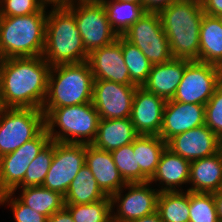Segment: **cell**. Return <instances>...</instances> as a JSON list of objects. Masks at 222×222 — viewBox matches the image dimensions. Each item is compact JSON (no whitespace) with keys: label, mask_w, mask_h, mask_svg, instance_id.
Here are the masks:
<instances>
[{"label":"cell","mask_w":222,"mask_h":222,"mask_svg":"<svg viewBox=\"0 0 222 222\" xmlns=\"http://www.w3.org/2000/svg\"><path fill=\"white\" fill-rule=\"evenodd\" d=\"M50 68L43 56L3 59L0 63L1 107L41 110Z\"/></svg>","instance_id":"1"},{"label":"cell","mask_w":222,"mask_h":222,"mask_svg":"<svg viewBox=\"0 0 222 222\" xmlns=\"http://www.w3.org/2000/svg\"><path fill=\"white\" fill-rule=\"evenodd\" d=\"M158 13L172 58L199 61L200 24L204 16L200 0H178Z\"/></svg>","instance_id":"2"},{"label":"cell","mask_w":222,"mask_h":222,"mask_svg":"<svg viewBox=\"0 0 222 222\" xmlns=\"http://www.w3.org/2000/svg\"><path fill=\"white\" fill-rule=\"evenodd\" d=\"M43 58L52 67L61 64L86 62L85 50L74 14L66 6L47 10Z\"/></svg>","instance_id":"3"},{"label":"cell","mask_w":222,"mask_h":222,"mask_svg":"<svg viewBox=\"0 0 222 222\" xmlns=\"http://www.w3.org/2000/svg\"><path fill=\"white\" fill-rule=\"evenodd\" d=\"M93 82L87 61L52 66L42 112L46 116L53 108L92 102Z\"/></svg>","instance_id":"4"},{"label":"cell","mask_w":222,"mask_h":222,"mask_svg":"<svg viewBox=\"0 0 222 222\" xmlns=\"http://www.w3.org/2000/svg\"><path fill=\"white\" fill-rule=\"evenodd\" d=\"M48 12L0 16V52L3 59L42 56Z\"/></svg>","instance_id":"5"},{"label":"cell","mask_w":222,"mask_h":222,"mask_svg":"<svg viewBox=\"0 0 222 222\" xmlns=\"http://www.w3.org/2000/svg\"><path fill=\"white\" fill-rule=\"evenodd\" d=\"M99 121L96 108L88 102L53 108L45 116V128L51 141L90 145L96 138Z\"/></svg>","instance_id":"6"},{"label":"cell","mask_w":222,"mask_h":222,"mask_svg":"<svg viewBox=\"0 0 222 222\" xmlns=\"http://www.w3.org/2000/svg\"><path fill=\"white\" fill-rule=\"evenodd\" d=\"M45 128V115L37 108H1L0 157L12 153Z\"/></svg>","instance_id":"7"},{"label":"cell","mask_w":222,"mask_h":222,"mask_svg":"<svg viewBox=\"0 0 222 222\" xmlns=\"http://www.w3.org/2000/svg\"><path fill=\"white\" fill-rule=\"evenodd\" d=\"M75 16L85 50L113 43L118 34L112 29L101 1H75L65 5Z\"/></svg>","instance_id":"8"},{"label":"cell","mask_w":222,"mask_h":222,"mask_svg":"<svg viewBox=\"0 0 222 222\" xmlns=\"http://www.w3.org/2000/svg\"><path fill=\"white\" fill-rule=\"evenodd\" d=\"M122 36L136 45L152 65L172 59L169 41L158 12L146 11Z\"/></svg>","instance_id":"9"},{"label":"cell","mask_w":222,"mask_h":222,"mask_svg":"<svg viewBox=\"0 0 222 222\" xmlns=\"http://www.w3.org/2000/svg\"><path fill=\"white\" fill-rule=\"evenodd\" d=\"M222 81V68L191 61L185 68L182 80L171 100L205 105Z\"/></svg>","instance_id":"10"},{"label":"cell","mask_w":222,"mask_h":222,"mask_svg":"<svg viewBox=\"0 0 222 222\" xmlns=\"http://www.w3.org/2000/svg\"><path fill=\"white\" fill-rule=\"evenodd\" d=\"M151 182L127 183L121 190L115 192L111 198L112 222H132L143 216L157 211V201L160 191L151 186ZM153 188V189H152ZM128 192L124 195L123 191ZM118 203V204H117ZM117 205V213L114 208ZM114 211V213H113Z\"/></svg>","instance_id":"11"},{"label":"cell","mask_w":222,"mask_h":222,"mask_svg":"<svg viewBox=\"0 0 222 222\" xmlns=\"http://www.w3.org/2000/svg\"><path fill=\"white\" fill-rule=\"evenodd\" d=\"M86 144L54 141V156L42 187L65 196L70 183L85 165Z\"/></svg>","instance_id":"12"},{"label":"cell","mask_w":222,"mask_h":222,"mask_svg":"<svg viewBox=\"0 0 222 222\" xmlns=\"http://www.w3.org/2000/svg\"><path fill=\"white\" fill-rule=\"evenodd\" d=\"M50 141L44 128L35 138L0 157V195L13 192L22 183L30 163Z\"/></svg>","instance_id":"13"},{"label":"cell","mask_w":222,"mask_h":222,"mask_svg":"<svg viewBox=\"0 0 222 222\" xmlns=\"http://www.w3.org/2000/svg\"><path fill=\"white\" fill-rule=\"evenodd\" d=\"M136 85L94 80L92 104L100 119L130 118Z\"/></svg>","instance_id":"14"},{"label":"cell","mask_w":222,"mask_h":222,"mask_svg":"<svg viewBox=\"0 0 222 222\" xmlns=\"http://www.w3.org/2000/svg\"><path fill=\"white\" fill-rule=\"evenodd\" d=\"M87 62L94 80H108L125 85H135L130 79L123 58L121 35H118L113 43L91 51Z\"/></svg>","instance_id":"15"},{"label":"cell","mask_w":222,"mask_h":222,"mask_svg":"<svg viewBox=\"0 0 222 222\" xmlns=\"http://www.w3.org/2000/svg\"><path fill=\"white\" fill-rule=\"evenodd\" d=\"M166 144L172 152L190 162L212 156L222 149V140L205 124L175 135Z\"/></svg>","instance_id":"16"},{"label":"cell","mask_w":222,"mask_h":222,"mask_svg":"<svg viewBox=\"0 0 222 222\" xmlns=\"http://www.w3.org/2000/svg\"><path fill=\"white\" fill-rule=\"evenodd\" d=\"M166 102L144 87L137 86L130 120L139 135H160Z\"/></svg>","instance_id":"17"},{"label":"cell","mask_w":222,"mask_h":222,"mask_svg":"<svg viewBox=\"0 0 222 222\" xmlns=\"http://www.w3.org/2000/svg\"><path fill=\"white\" fill-rule=\"evenodd\" d=\"M204 124L205 105L168 100L164 108L159 136L167 142L177 134Z\"/></svg>","instance_id":"18"},{"label":"cell","mask_w":222,"mask_h":222,"mask_svg":"<svg viewBox=\"0 0 222 222\" xmlns=\"http://www.w3.org/2000/svg\"><path fill=\"white\" fill-rule=\"evenodd\" d=\"M85 165L91 170L99 188L111 197L121 190L127 182L121 176L109 151L86 145Z\"/></svg>","instance_id":"19"},{"label":"cell","mask_w":222,"mask_h":222,"mask_svg":"<svg viewBox=\"0 0 222 222\" xmlns=\"http://www.w3.org/2000/svg\"><path fill=\"white\" fill-rule=\"evenodd\" d=\"M190 62L188 59L172 58L166 63L152 65L142 87L166 101L171 100Z\"/></svg>","instance_id":"20"},{"label":"cell","mask_w":222,"mask_h":222,"mask_svg":"<svg viewBox=\"0 0 222 222\" xmlns=\"http://www.w3.org/2000/svg\"><path fill=\"white\" fill-rule=\"evenodd\" d=\"M187 189L195 193H214L222 188V149L209 157L190 162Z\"/></svg>","instance_id":"21"},{"label":"cell","mask_w":222,"mask_h":222,"mask_svg":"<svg viewBox=\"0 0 222 222\" xmlns=\"http://www.w3.org/2000/svg\"><path fill=\"white\" fill-rule=\"evenodd\" d=\"M190 161L165 148L158 163L155 174L149 180L158 182V191H183L182 184H188ZM178 186V187H177ZM180 187V189H179Z\"/></svg>","instance_id":"22"},{"label":"cell","mask_w":222,"mask_h":222,"mask_svg":"<svg viewBox=\"0 0 222 222\" xmlns=\"http://www.w3.org/2000/svg\"><path fill=\"white\" fill-rule=\"evenodd\" d=\"M138 136L130 118L100 119L92 145L97 149L111 152L133 143Z\"/></svg>","instance_id":"23"},{"label":"cell","mask_w":222,"mask_h":222,"mask_svg":"<svg viewBox=\"0 0 222 222\" xmlns=\"http://www.w3.org/2000/svg\"><path fill=\"white\" fill-rule=\"evenodd\" d=\"M199 62L222 68V25L217 16L204 13L200 24Z\"/></svg>","instance_id":"24"},{"label":"cell","mask_w":222,"mask_h":222,"mask_svg":"<svg viewBox=\"0 0 222 222\" xmlns=\"http://www.w3.org/2000/svg\"><path fill=\"white\" fill-rule=\"evenodd\" d=\"M106 195L99 188L91 170L84 165L70 183L64 196L65 205L89 204L102 200Z\"/></svg>","instance_id":"25"},{"label":"cell","mask_w":222,"mask_h":222,"mask_svg":"<svg viewBox=\"0 0 222 222\" xmlns=\"http://www.w3.org/2000/svg\"><path fill=\"white\" fill-rule=\"evenodd\" d=\"M167 144L157 135H139L133 141L140 171L150 180L155 174L161 155Z\"/></svg>","instance_id":"26"},{"label":"cell","mask_w":222,"mask_h":222,"mask_svg":"<svg viewBox=\"0 0 222 222\" xmlns=\"http://www.w3.org/2000/svg\"><path fill=\"white\" fill-rule=\"evenodd\" d=\"M20 189L22 193L17 198L32 210L48 218L65 207L64 196L58 192L42 186H28Z\"/></svg>","instance_id":"27"},{"label":"cell","mask_w":222,"mask_h":222,"mask_svg":"<svg viewBox=\"0 0 222 222\" xmlns=\"http://www.w3.org/2000/svg\"><path fill=\"white\" fill-rule=\"evenodd\" d=\"M112 29L123 35L146 12L144 5L116 0H100Z\"/></svg>","instance_id":"28"},{"label":"cell","mask_w":222,"mask_h":222,"mask_svg":"<svg viewBox=\"0 0 222 222\" xmlns=\"http://www.w3.org/2000/svg\"><path fill=\"white\" fill-rule=\"evenodd\" d=\"M189 191L160 192L157 212L162 222H189Z\"/></svg>","instance_id":"29"},{"label":"cell","mask_w":222,"mask_h":222,"mask_svg":"<svg viewBox=\"0 0 222 222\" xmlns=\"http://www.w3.org/2000/svg\"><path fill=\"white\" fill-rule=\"evenodd\" d=\"M121 49L130 79L136 86H142L148 78L152 64L141 50L121 35Z\"/></svg>","instance_id":"30"},{"label":"cell","mask_w":222,"mask_h":222,"mask_svg":"<svg viewBox=\"0 0 222 222\" xmlns=\"http://www.w3.org/2000/svg\"><path fill=\"white\" fill-rule=\"evenodd\" d=\"M65 208L74 222H112V204L109 196L89 204L65 205Z\"/></svg>","instance_id":"31"},{"label":"cell","mask_w":222,"mask_h":222,"mask_svg":"<svg viewBox=\"0 0 222 222\" xmlns=\"http://www.w3.org/2000/svg\"><path fill=\"white\" fill-rule=\"evenodd\" d=\"M121 176L127 183L148 182L149 179L140 171L133 143L124 145L110 152Z\"/></svg>","instance_id":"32"},{"label":"cell","mask_w":222,"mask_h":222,"mask_svg":"<svg viewBox=\"0 0 222 222\" xmlns=\"http://www.w3.org/2000/svg\"><path fill=\"white\" fill-rule=\"evenodd\" d=\"M53 156L54 141H50L30 163L22 183L13 191V193L17 191L18 188L42 186L49 171Z\"/></svg>","instance_id":"33"},{"label":"cell","mask_w":222,"mask_h":222,"mask_svg":"<svg viewBox=\"0 0 222 222\" xmlns=\"http://www.w3.org/2000/svg\"><path fill=\"white\" fill-rule=\"evenodd\" d=\"M189 222H220L213 193L189 191Z\"/></svg>","instance_id":"34"},{"label":"cell","mask_w":222,"mask_h":222,"mask_svg":"<svg viewBox=\"0 0 222 222\" xmlns=\"http://www.w3.org/2000/svg\"><path fill=\"white\" fill-rule=\"evenodd\" d=\"M205 125L222 140V81L205 104Z\"/></svg>","instance_id":"35"},{"label":"cell","mask_w":222,"mask_h":222,"mask_svg":"<svg viewBox=\"0 0 222 222\" xmlns=\"http://www.w3.org/2000/svg\"><path fill=\"white\" fill-rule=\"evenodd\" d=\"M12 195L14 197L16 196L13 192L1 194L0 205H6L7 203L9 207H11L16 222H48L47 216L32 210Z\"/></svg>","instance_id":"36"},{"label":"cell","mask_w":222,"mask_h":222,"mask_svg":"<svg viewBox=\"0 0 222 222\" xmlns=\"http://www.w3.org/2000/svg\"><path fill=\"white\" fill-rule=\"evenodd\" d=\"M41 0H0V16H23L47 12Z\"/></svg>","instance_id":"37"},{"label":"cell","mask_w":222,"mask_h":222,"mask_svg":"<svg viewBox=\"0 0 222 222\" xmlns=\"http://www.w3.org/2000/svg\"><path fill=\"white\" fill-rule=\"evenodd\" d=\"M205 14L219 16L222 14V0H200Z\"/></svg>","instance_id":"38"},{"label":"cell","mask_w":222,"mask_h":222,"mask_svg":"<svg viewBox=\"0 0 222 222\" xmlns=\"http://www.w3.org/2000/svg\"><path fill=\"white\" fill-rule=\"evenodd\" d=\"M178 0H143L146 11L159 12Z\"/></svg>","instance_id":"39"},{"label":"cell","mask_w":222,"mask_h":222,"mask_svg":"<svg viewBox=\"0 0 222 222\" xmlns=\"http://www.w3.org/2000/svg\"><path fill=\"white\" fill-rule=\"evenodd\" d=\"M48 222H74L69 211L64 207L48 218Z\"/></svg>","instance_id":"40"},{"label":"cell","mask_w":222,"mask_h":222,"mask_svg":"<svg viewBox=\"0 0 222 222\" xmlns=\"http://www.w3.org/2000/svg\"><path fill=\"white\" fill-rule=\"evenodd\" d=\"M219 220L222 221V188L213 193Z\"/></svg>","instance_id":"41"},{"label":"cell","mask_w":222,"mask_h":222,"mask_svg":"<svg viewBox=\"0 0 222 222\" xmlns=\"http://www.w3.org/2000/svg\"><path fill=\"white\" fill-rule=\"evenodd\" d=\"M132 222H162V220L160 219V216L156 211L150 215L143 216L140 219L133 220Z\"/></svg>","instance_id":"42"},{"label":"cell","mask_w":222,"mask_h":222,"mask_svg":"<svg viewBox=\"0 0 222 222\" xmlns=\"http://www.w3.org/2000/svg\"><path fill=\"white\" fill-rule=\"evenodd\" d=\"M41 1L45 6H49L52 4L51 5L52 7L65 6L67 4V0H41Z\"/></svg>","instance_id":"43"},{"label":"cell","mask_w":222,"mask_h":222,"mask_svg":"<svg viewBox=\"0 0 222 222\" xmlns=\"http://www.w3.org/2000/svg\"><path fill=\"white\" fill-rule=\"evenodd\" d=\"M116 1L131 2L143 5V0H116Z\"/></svg>","instance_id":"44"},{"label":"cell","mask_w":222,"mask_h":222,"mask_svg":"<svg viewBox=\"0 0 222 222\" xmlns=\"http://www.w3.org/2000/svg\"><path fill=\"white\" fill-rule=\"evenodd\" d=\"M75 1H100V0H67V3H71Z\"/></svg>","instance_id":"45"},{"label":"cell","mask_w":222,"mask_h":222,"mask_svg":"<svg viewBox=\"0 0 222 222\" xmlns=\"http://www.w3.org/2000/svg\"><path fill=\"white\" fill-rule=\"evenodd\" d=\"M217 17L219 18L220 23H221V25H222V14H221V15H219V16H217Z\"/></svg>","instance_id":"46"},{"label":"cell","mask_w":222,"mask_h":222,"mask_svg":"<svg viewBox=\"0 0 222 222\" xmlns=\"http://www.w3.org/2000/svg\"><path fill=\"white\" fill-rule=\"evenodd\" d=\"M2 60H3V56H2V54L0 52V63H1Z\"/></svg>","instance_id":"47"}]
</instances>
